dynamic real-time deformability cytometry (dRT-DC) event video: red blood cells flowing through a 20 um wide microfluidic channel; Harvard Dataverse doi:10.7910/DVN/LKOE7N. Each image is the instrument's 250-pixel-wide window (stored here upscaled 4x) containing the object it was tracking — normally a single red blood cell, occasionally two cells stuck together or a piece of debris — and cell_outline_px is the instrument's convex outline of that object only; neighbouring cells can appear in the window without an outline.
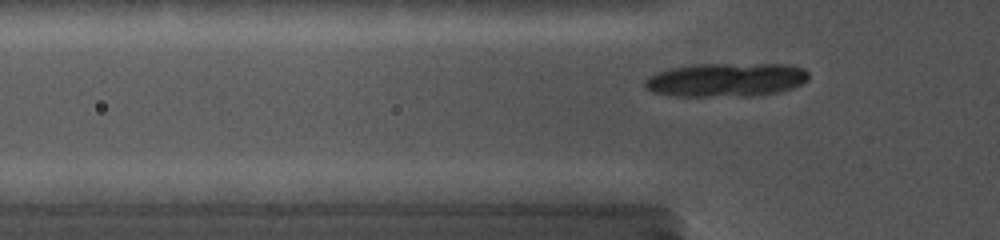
{"species": "common noctule bat (a hibernating species)", "species_latin": "Nyctalus noctula", "temperature_condition": "cold", "stored_images_in_passage": 8, "camera_frame_rate_fps": 5000, "um_per_image_px": 0.085, "animal": {"sex": "female", "body_mass_g": 19.0, "forearm_length_mm": 56.7}, "frame": {"image": 1, "passage_image": 8, "time_ms": 2.4, "image_size_px": [1000, 240], "cell_outline_px": [[808, 80], [792, 88], [780, 92], [752, 96], [672, 96], [652, 92], [644, 88], [644, 80], [648, 76], [656, 72], [672, 68], [700, 64], [792, 64], [804, 68], [808, 72]], "centroid_in_image_um": [61.72, 6.79], "position_along_channel_um": 64.1, "area_um2": 32.54}}